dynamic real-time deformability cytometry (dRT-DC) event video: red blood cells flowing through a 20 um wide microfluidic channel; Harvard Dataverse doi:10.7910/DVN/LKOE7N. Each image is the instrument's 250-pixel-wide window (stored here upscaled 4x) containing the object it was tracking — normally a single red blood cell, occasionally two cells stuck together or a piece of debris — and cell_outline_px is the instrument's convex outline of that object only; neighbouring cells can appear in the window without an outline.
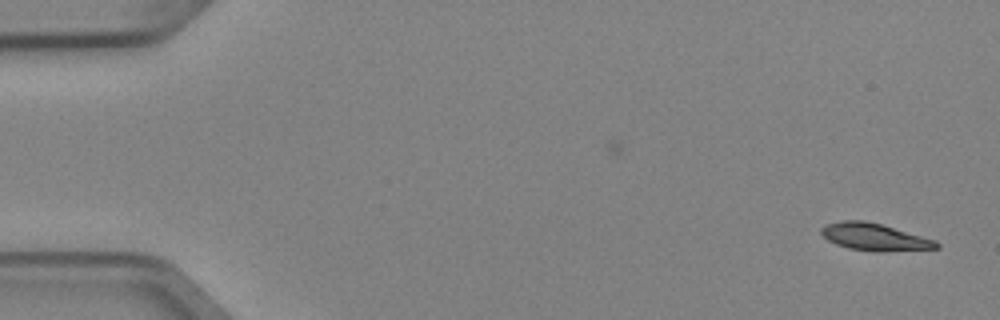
{"species": "Egyptian fruit bat (a non-hibernating species)", "species_latin": "Rousettus aegyptiacus", "temperature_condition": "cold", "stored_images_in_passage": 2, "camera_frame_rate_fps": 3000, "um_per_image_px": 0.085, "animal": {"sex": "female"}, "frame": {"image": 1, "passage_image": 2, "time_ms": 0.333, "image_size_px": [1000, 320], "cell_outline_px": [[940, 248], [880, 252], [876, 252], [848, 248], [836, 244], [828, 240], [820, 232], [820, 228], [824, 224], [844, 220], [864, 220], [880, 224], [936, 240], [940, 244]], "centroid_in_image_um": [74.32, 20.15], "position_along_channel_um": 10.7, "area_um2": 18.26}}